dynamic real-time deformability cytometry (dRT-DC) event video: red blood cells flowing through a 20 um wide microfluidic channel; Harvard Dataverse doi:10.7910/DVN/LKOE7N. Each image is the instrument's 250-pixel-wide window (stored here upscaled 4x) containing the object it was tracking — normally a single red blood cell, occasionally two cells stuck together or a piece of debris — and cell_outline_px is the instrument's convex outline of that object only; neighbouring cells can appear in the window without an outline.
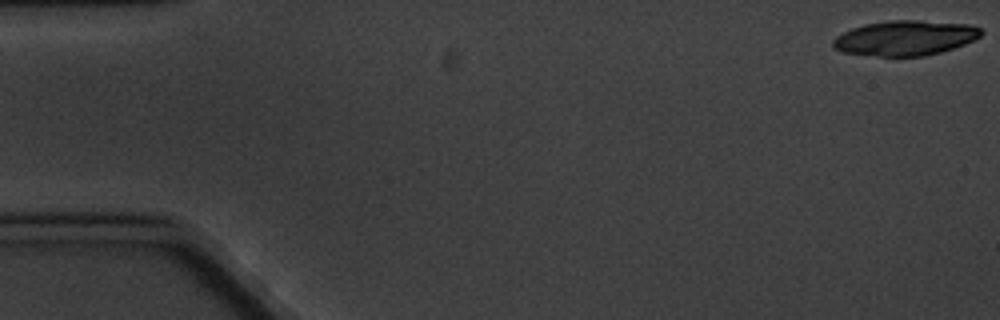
{"species": "common noctule bat (a hibernating species)", "species_latin": "Nyctalus noctula", "temperature_condition": "cold", "stored_images_in_passage": 5, "camera_frame_rate_fps": 3000, "um_per_image_px": 0.085, "animal": {"sex": "male", "body_mass_g": 20.1, "forearm_length_mm": 53.5}, "frame": {"image": 1, "passage_image": 1, "time_ms": 0.0, "image_size_px": [1000, 320], "cell_outline_px": [[984, 32], [980, 36], [964, 44], [940, 52], [924, 56], [880, 56], [844, 52], [836, 48], [832, 44], [832, 40], [836, 36], [852, 28], [864, 24], [888, 20], [920, 20], [968, 24], [980, 28]], "centroid_in_image_um": [76.94, 3.21], "position_along_channel_um": 8.1, "area_um2": 30.0}}